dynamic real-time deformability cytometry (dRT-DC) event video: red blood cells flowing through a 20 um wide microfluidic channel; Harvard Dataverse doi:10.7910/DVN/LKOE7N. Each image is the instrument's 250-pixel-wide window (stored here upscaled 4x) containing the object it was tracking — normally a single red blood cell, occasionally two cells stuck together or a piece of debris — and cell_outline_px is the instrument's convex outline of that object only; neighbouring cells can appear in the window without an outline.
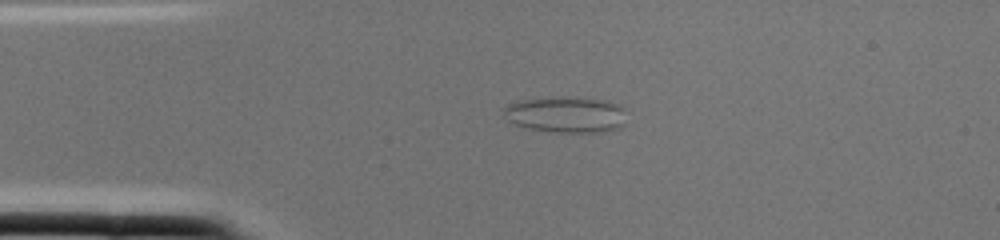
{"species": "common noctule bat (a hibernating species)", "species_latin": "Nyctalus noctula", "temperature_condition": "cold", "stored_images_in_passage": 1, "camera_frame_rate_fps": 3000, "um_per_image_px": 0.085, "animal": {"sex": "female", "body_mass_g": 22.0, "forearm_length_mm": 56.7}, "frame": {"image": 1, "passage_image": 1, "time_ms": 0.0, "image_size_px": [1000, 240], "cell_outline_px": [[624, 124], [620, 128], [596, 132], [556, 132], [524, 128], [508, 120], [500, 108], [508, 104], [520, 100], [560, 96], [608, 100], [624, 108]], "centroid_in_image_um": [48.07, 9.73], "position_along_channel_um": 36.9, "area_um2": 26.01}}